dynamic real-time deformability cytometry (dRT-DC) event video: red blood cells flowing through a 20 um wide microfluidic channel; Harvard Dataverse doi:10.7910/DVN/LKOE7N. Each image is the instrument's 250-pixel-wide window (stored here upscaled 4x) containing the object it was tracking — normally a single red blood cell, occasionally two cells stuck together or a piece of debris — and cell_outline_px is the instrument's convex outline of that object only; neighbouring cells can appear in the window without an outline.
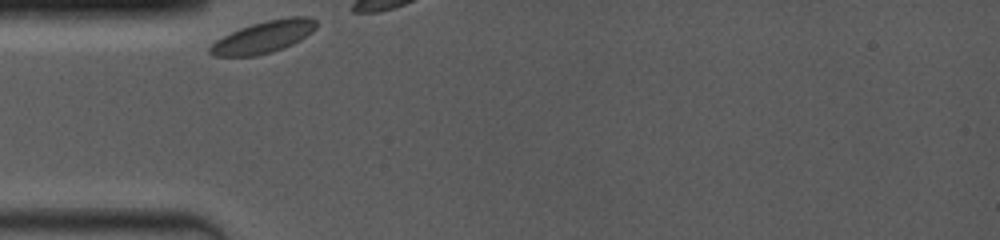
{"species": "common noctule bat (a hibernating species)", "species_latin": "Nyctalus noctula", "temperature_condition": "room temperature", "stored_images_in_passage": 6, "camera_frame_rate_fps": 4000, "um_per_image_px": 0.085, "animal": {"sex": "female", "body_mass_g": 19.0, "forearm_length_mm": 53.3}, "frame": {"image": 1, "passage_image": 1, "time_ms": 0.0, "image_size_px": [1000, 240], "cell_outline_px": [[316, 28], [312, 32], [300, 40], [284, 48], [272, 52], [256, 56], [212, 56], [208, 52], [208, 48], [216, 40], [240, 28], [252, 24], [268, 20], [288, 16], [308, 16], [316, 20]], "centroid_in_image_um": [22.41, 3.14], "position_along_channel_um": 62.6, "area_um2": 19.83}}